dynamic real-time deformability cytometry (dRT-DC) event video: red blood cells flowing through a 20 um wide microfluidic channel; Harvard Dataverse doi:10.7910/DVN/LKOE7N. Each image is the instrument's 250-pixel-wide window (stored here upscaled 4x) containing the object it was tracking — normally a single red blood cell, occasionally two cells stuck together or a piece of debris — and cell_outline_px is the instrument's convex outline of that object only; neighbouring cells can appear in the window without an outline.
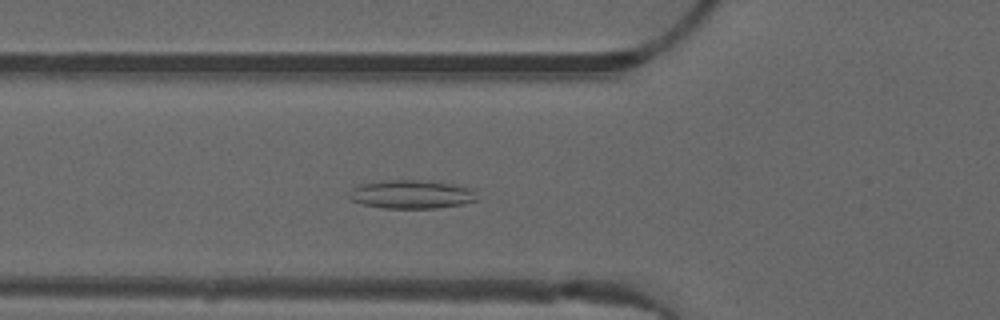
{"species": "common noctule bat (a hibernating species)", "species_latin": "Nyctalus noctula", "temperature_condition": "warm", "stored_images_in_passage": 49, "camera_frame_rate_fps": 3000, "um_per_image_px": 0.085, "animal": {"sex": "male", "forearm_length_mm": 52.5}, "frame": {"image": 1, "passage_image": 15, "time_ms": 4.667, "image_size_px": [1000, 320], "cell_outline_px": [[480, 200], [464, 204], [436, 208], [384, 208], [364, 204], [352, 200], [348, 196], [352, 188], [356, 184], [384, 180], [420, 180], [452, 184], [472, 188], [476, 192]], "centroid_in_image_um": [35.01, 16.51], "position_along_channel_um": 90.8, "area_um2": 21.5}}
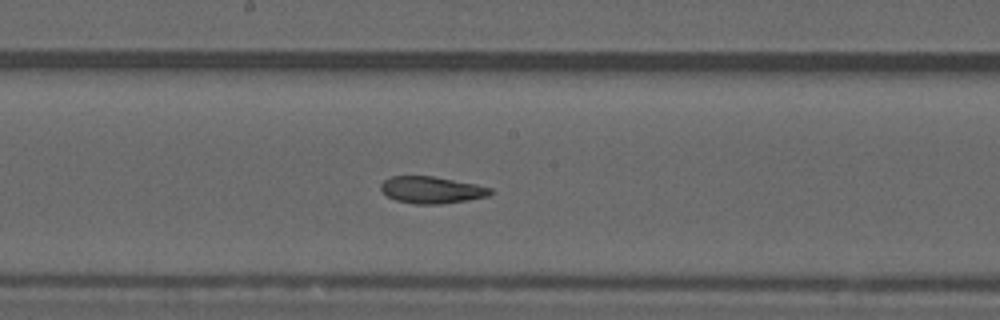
{"frame": {"image": 2, "passage_image": 24, "time_ms": 7.667, "image_size_px": [1000, 320], "cell_outline_px": [[492, 192], [488, 196], [468, 200], [440, 204], [416, 204], [396, 200], [380, 192], [380, 184], [384, 180], [392, 176], [432, 176], [476, 184], [492, 188]], "centroid_in_image_um": [36.66, 16.14], "position_along_channel_um": 211.5, "area_um2": 17.17}}
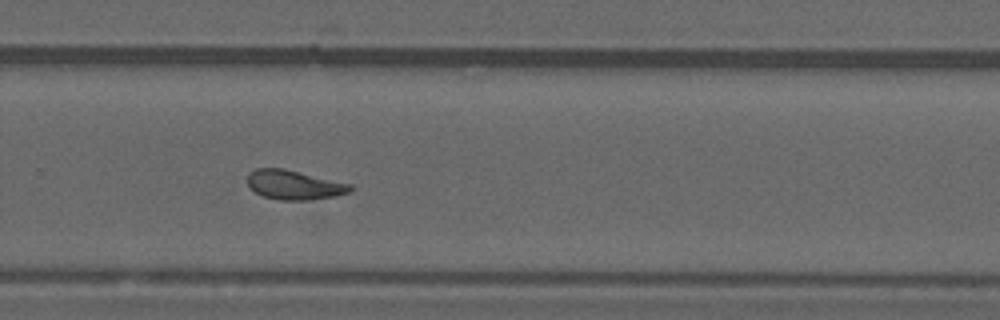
{"frame": {"image": 3, "passage_image": 31, "time_ms": 10.0, "image_size_px": [1000, 320], "cell_outline_px": [[352, 188], [348, 192], [332, 196], [308, 200], [280, 200], [264, 196], [256, 192], [248, 184], [248, 172], [256, 168], [284, 168], [352, 184]], "centroid_in_image_um": [24.98, 15.7], "position_along_channel_um": 304.8, "area_um2": 17.4}, "authors_computed_cell_mechanics": {"area_um2": 18.3226, "velocity_mm_per_s": 4.0223, "shape_relaxation_time_tau1_ms": null, "shape_relaxation_time_tau2_ms": 11.0137, "deformation_change_tau1": null, "deformation_change_tau2": 0.2249}}